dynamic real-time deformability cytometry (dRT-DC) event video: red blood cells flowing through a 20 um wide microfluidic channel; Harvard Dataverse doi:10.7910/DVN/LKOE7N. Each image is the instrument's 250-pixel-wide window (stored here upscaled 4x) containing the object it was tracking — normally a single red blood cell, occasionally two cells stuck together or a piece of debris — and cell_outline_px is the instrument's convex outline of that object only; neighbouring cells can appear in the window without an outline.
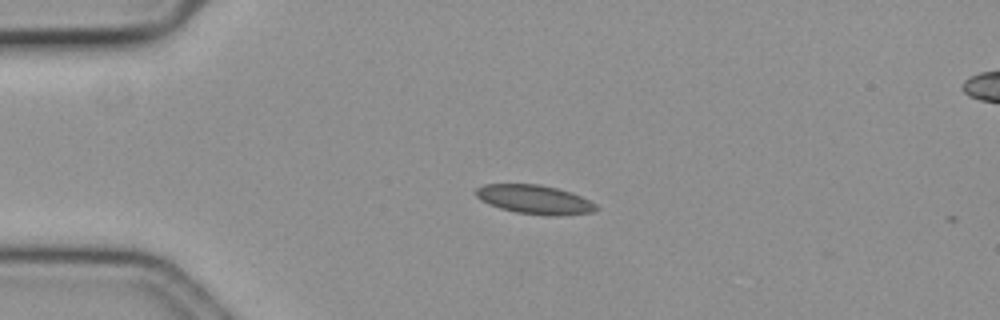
{"species": "common noctule bat (a hibernating species)", "species_latin": "Nyctalus noctula", "temperature_condition": "cold", "stored_images_in_passage": 4, "camera_frame_rate_fps": 3000, "um_per_image_px": 0.085, "animal": {"sex": "female", "body_mass_g": 19.3, "forearm_length_mm": 54.1}, "frame": {"image": 1, "passage_image": 1, "time_ms": 0.0, "image_size_px": [1000, 320], "cell_outline_px": [[600, 208], [592, 212], [560, 216], [548, 216], [516, 212], [500, 208], [488, 204], [480, 200], [476, 196], [476, 188], [484, 184], [540, 184], [572, 192], [596, 204]], "centroid_in_image_um": [45.44, 16.96], "position_along_channel_um": 39.6, "area_um2": 20.4}}